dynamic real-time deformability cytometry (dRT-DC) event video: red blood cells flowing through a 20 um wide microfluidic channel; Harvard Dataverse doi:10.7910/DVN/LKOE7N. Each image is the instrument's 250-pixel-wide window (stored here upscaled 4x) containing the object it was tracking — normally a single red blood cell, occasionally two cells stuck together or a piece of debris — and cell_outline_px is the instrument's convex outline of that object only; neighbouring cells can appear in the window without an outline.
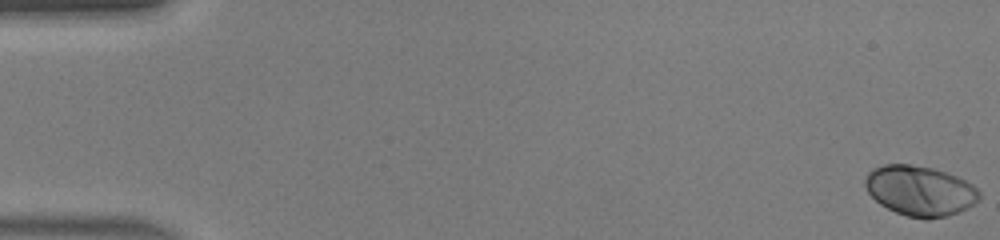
{"species": "human", "species_latin": "Homo sapiens", "temperature_condition": "warm", "stored_images_in_passage": 47, "camera_frame_rate_fps": 3000, "um_per_image_px": 0.085, "donor": {"sex": "male"}, "frame": {"image": 1, "passage_image": 1, "time_ms": 0.0, "image_size_px": [1000, 240], "cell_outline_px": [[980, 200], [948, 216], [928, 220], [924, 220], [908, 216], [896, 212], [880, 204], [868, 192], [864, 184], [864, 180], [868, 172], [872, 168], [884, 164], [908, 164], [932, 168], [956, 176], [972, 184], [980, 192]], "centroid_in_image_um": [78.17, 16.21], "position_along_channel_um": 6.8, "area_um2": 33.23}}
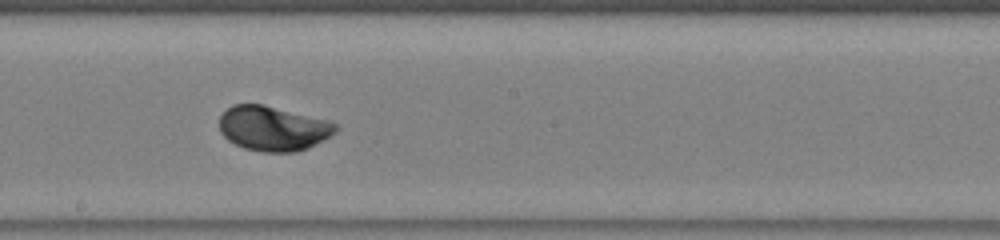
{"frame": {"image": 2, "passage_image": 27, "time_ms": 8.667, "image_size_px": [1000, 240], "cell_outline_px": [[340, 128], [332, 136], [308, 148], [296, 152], [264, 152], [244, 148], [228, 140], [220, 132], [220, 116], [232, 104], [264, 104], [328, 120], [336, 124]], "centroid_in_image_um": [23.24, 10.91], "position_along_channel_um": 225.0, "area_um2": 30.52}}
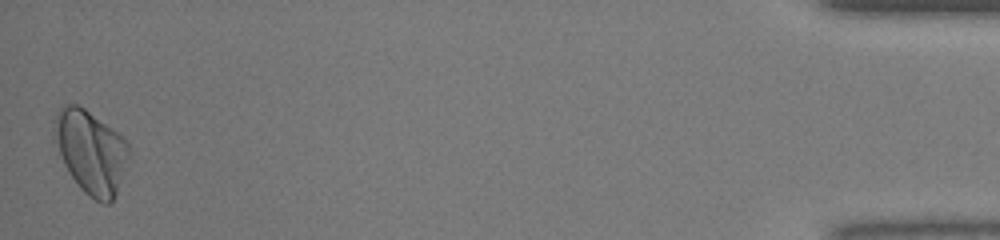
{"frame": {"image": 3, "passage_image": 47, "time_ms": 15.333, "image_size_px": [1000, 240], "cell_outline_px": [[128, 152], [116, 192], [112, 200], [108, 204], [104, 204], [88, 196], [80, 188], [64, 164], [60, 152], [52, 124], [52, 120], [56, 112], [64, 104], [76, 104], [84, 108], [124, 136], [128, 144]], "centroid_in_image_um": [7.69, 12.86], "position_along_channel_um": 427.5, "area_um2": 35.37}, "authors_computed_cell_mechanics": {"area_um2": 30.9808, "velocity_mm_per_s": 4.4152, "shape_relaxation_time_tau1_ms": 1.8022, "shape_relaxation_time_tau2_ms": null, "deformation_change_tau1": 0.1384, "deformation_change_tau2": null}}